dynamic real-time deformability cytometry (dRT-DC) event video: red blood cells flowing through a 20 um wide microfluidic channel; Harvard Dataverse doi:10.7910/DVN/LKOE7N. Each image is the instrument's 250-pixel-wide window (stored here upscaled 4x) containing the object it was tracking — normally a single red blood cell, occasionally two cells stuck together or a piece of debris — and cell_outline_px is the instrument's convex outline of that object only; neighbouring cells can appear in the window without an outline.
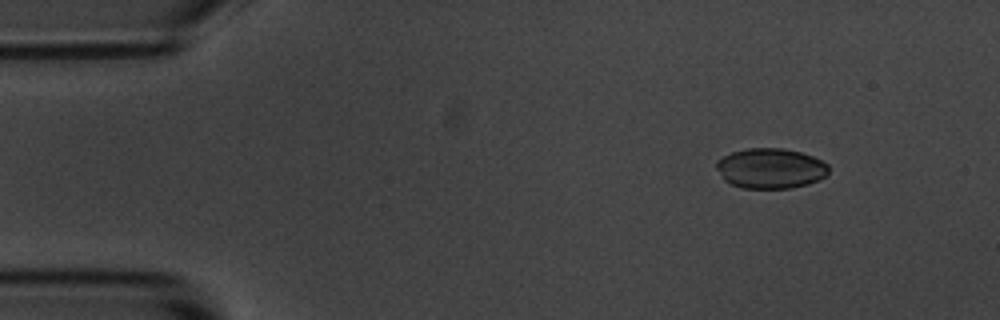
{"species": "common noctule bat (a hibernating species)", "species_latin": "Nyctalus noctula", "temperature_condition": "room temperature", "stored_images_in_passage": 10, "camera_frame_rate_fps": 3000, "um_per_image_px": 0.085, "animal": {"sex": "male", "body_mass_g": 20.1, "forearm_length_mm": 53.5}, "frame": {"image": 1, "passage_image": 2, "time_ms": 1.333, "image_size_px": [1000, 320], "cell_outline_px": [[828, 172], [820, 180], [808, 184], [792, 188], [744, 188], [732, 184], [724, 180], [716, 168], [716, 160], [732, 152], [748, 148], [784, 148], [800, 152], [812, 156], [828, 164]], "centroid_in_image_um": [65.49, 14.31], "position_along_channel_um": 19.5, "area_um2": 26.3}}
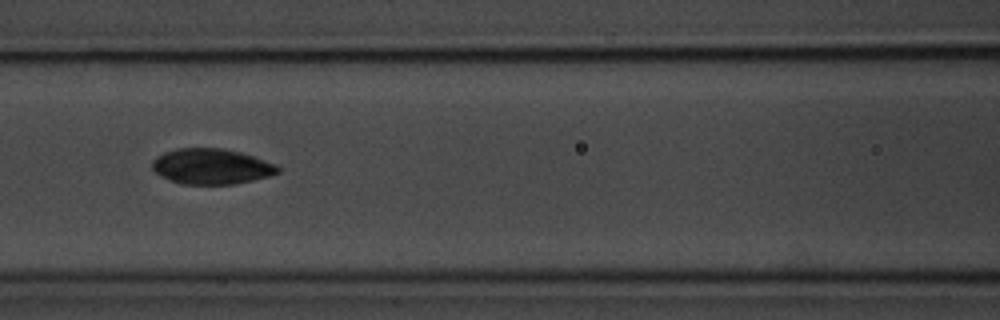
{"frame": {"image": 2, "passage_image": 7, "time_ms": 7.0, "image_size_px": [1000, 320], "cell_outline_px": [[280, 172], [268, 176], [236, 184], [180, 184], [168, 180], [156, 172], [152, 168], [152, 160], [156, 156], [164, 152], [176, 148], [224, 148], [240, 152], [276, 164], [280, 168]], "centroid_in_image_um": [17.94, 14.14], "position_along_channel_um": 148.7, "area_um2": 26.07}}
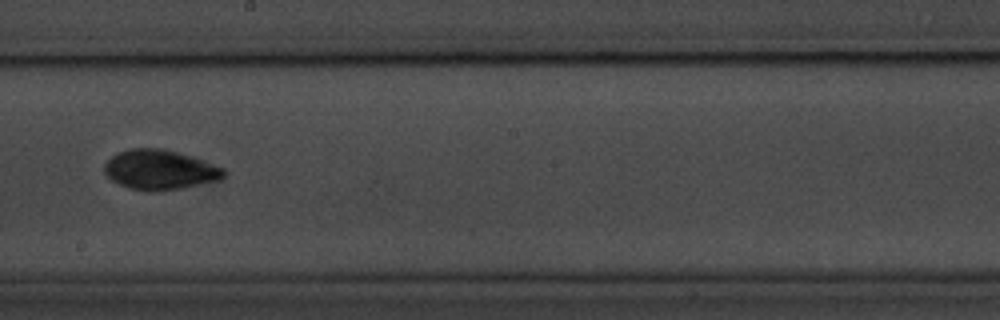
{"frame": {"image": 3, "passage_image": 9, "time_ms": 9.333, "image_size_px": [1000, 320], "cell_outline_px": [[228, 172], [220, 180], [160, 192], [148, 192], [128, 188], [112, 180], [104, 172], [104, 164], [116, 152], [128, 148], [160, 148], [192, 156], [224, 168]], "centroid_in_image_um": [13.58, 14.44], "position_along_channel_um": 234.6, "area_um2": 27.92}}